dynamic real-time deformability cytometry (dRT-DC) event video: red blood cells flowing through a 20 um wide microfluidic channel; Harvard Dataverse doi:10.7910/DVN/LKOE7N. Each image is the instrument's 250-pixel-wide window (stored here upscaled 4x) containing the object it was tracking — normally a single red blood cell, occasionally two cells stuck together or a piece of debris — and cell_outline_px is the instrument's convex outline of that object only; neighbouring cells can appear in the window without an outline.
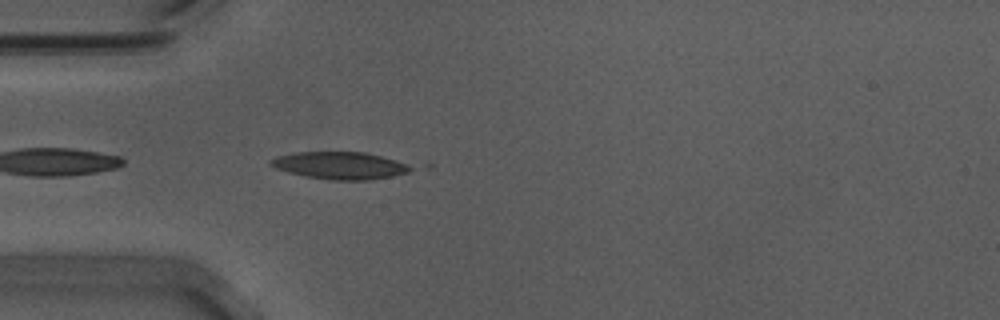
{"species": "Egyptian fruit bat (a non-hibernating species)", "species_latin": "Rousettus aegyptiacus", "temperature_condition": "warm", "stored_images_in_passage": 31, "camera_frame_rate_fps": 3000, "um_per_image_px": 0.085, "animal": {"sex": "male"}, "frame": {"image": 1, "passage_image": 2, "time_ms": 0.333, "image_size_px": [1000, 320], "cell_outline_px": [[432, 168], [392, 176], [368, 180], [332, 180], [304, 176], [288, 172], [276, 168], [268, 164], [268, 160], [276, 156], [296, 152], [364, 152], [432, 164]], "centroid_in_image_um": [29.34, 14.05], "position_along_channel_um": 55.7, "area_um2": 24.16}}
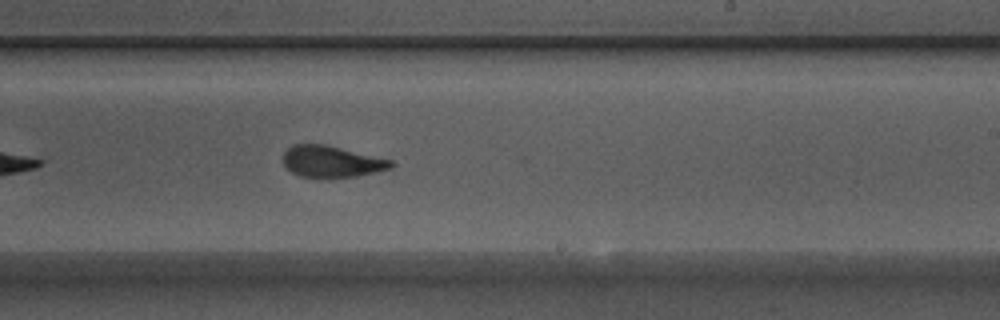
{"frame": {"image": 2, "passage_image": 19, "time_ms": 6.0, "image_size_px": [1000, 320], "cell_outline_px": [[396, 164], [392, 168], [356, 176], [300, 176], [292, 172], [284, 164], [284, 152], [292, 144], [324, 144], [392, 160]], "centroid_in_image_um": [28.2, 13.71], "position_along_channel_um": 260.8, "area_um2": 19.31}}
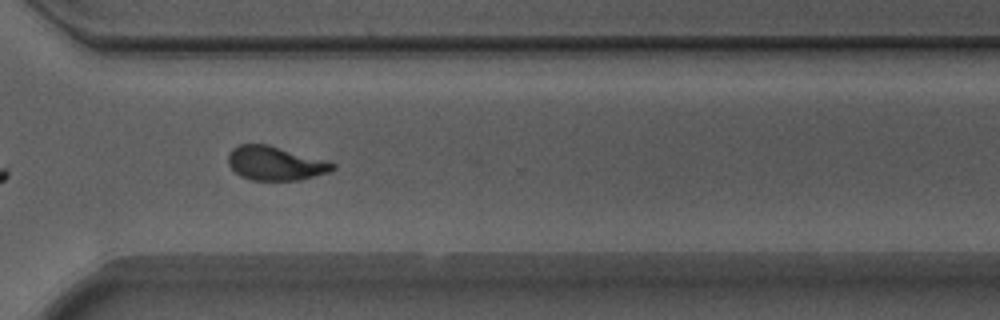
{"frame": {"image": 3, "passage_image": 26, "time_ms": 8.333, "image_size_px": [1000, 320], "cell_outline_px": [[336, 168], [328, 172], [300, 180], [252, 180], [240, 176], [228, 164], [228, 156], [232, 148], [240, 144], [268, 144], [336, 164]], "centroid_in_image_um": [23.36, 13.88], "position_along_channel_um": 347.2, "area_um2": 20.4}, "authors_computed_cell_mechanics": {"area_um2": 20.9236, "velocity_mm_per_s": 3.7102, "shape_relaxation_time_tau1_ms": 7.2297, "shape_relaxation_time_tau2_ms": 1.7776, "deformation_change_tau1": 0.2224, "deformation_change_tau2": 0.0963}}